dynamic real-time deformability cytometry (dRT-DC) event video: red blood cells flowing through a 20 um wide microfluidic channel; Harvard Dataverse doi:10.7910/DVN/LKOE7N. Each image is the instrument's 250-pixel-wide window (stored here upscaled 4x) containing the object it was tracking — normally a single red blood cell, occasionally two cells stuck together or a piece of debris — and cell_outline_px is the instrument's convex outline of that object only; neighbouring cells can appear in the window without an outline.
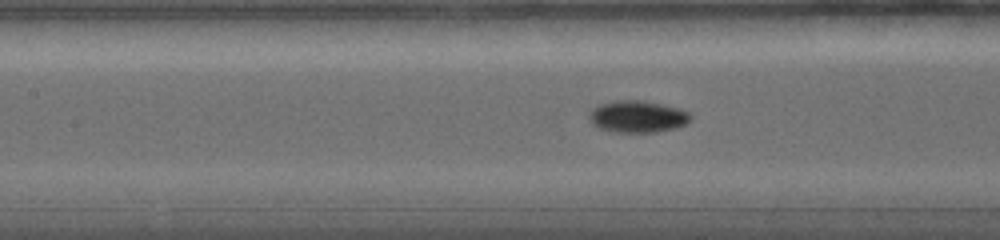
{"species": "common noctule bat (a hibernating species)", "species_latin": "Nyctalus noctula", "temperature_condition": "warm", "stored_images_in_passage": 51, "camera_frame_rate_fps": 5000, "um_per_image_px": 0.085, "animal": {"sex": "female", "body_mass_g": 19.0, "forearm_length_mm": 56.7}, "frame": {"image": 1, "passage_image": 18, "time_ms": 5.8, "image_size_px": [1000, 240], "cell_outline_px": [[692, 116], [684, 124], [676, 128], [656, 132], [616, 132], [600, 128], [592, 124], [588, 116], [588, 112], [592, 108], [600, 104], [616, 100], [644, 100], [680, 108], [688, 112]], "centroid_in_image_um": [54.16, 9.9], "position_along_channel_um": 153.2, "area_um2": 18.9}}
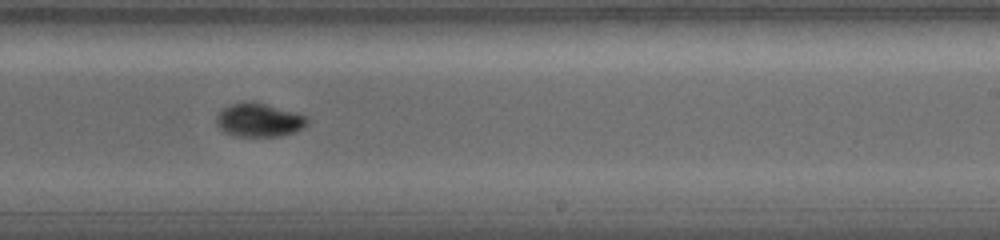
{"frame": {"image": 2, "passage_image": 27, "time_ms": 8.8, "image_size_px": [1000, 240], "cell_outline_px": [[308, 120], [304, 128], [296, 132], [284, 136], [232, 136], [224, 132], [216, 124], [216, 120], [220, 112], [236, 104], [260, 104], [304, 116]], "centroid_in_image_um": [22.03, 10.29], "position_along_channel_um": 267.0, "area_um2": 16.7}}
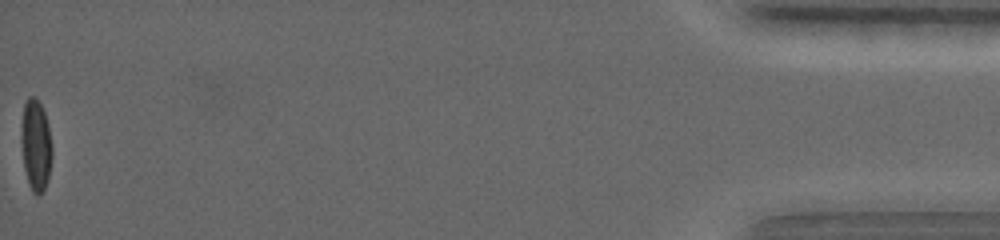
{"frame": {"image": 3, "passage_image": 51, "time_ms": 17.0, "image_size_px": [1000, 240], "cell_outline_px": [[52, 156], [48, 176], [44, 188], [36, 196], [32, 192], [28, 184], [24, 168], [20, 140], [20, 132], [24, 104], [28, 96], [36, 96], [44, 112], [48, 124], [52, 144]], "centroid_in_image_um": [3.02, 12.31], "position_along_channel_um": 432.2, "area_um2": 16.59}, "authors_computed_cell_mechanics": {"area_um2": 16.473, "velocity_mm_per_s": 3.8006, "shape_relaxation_time_tau1_ms": 3.9605, "shape_relaxation_time_tau2_ms": 2.273, "deformation_change_tau1": 0.1612, "deformation_change_tau2": 0.0333}}